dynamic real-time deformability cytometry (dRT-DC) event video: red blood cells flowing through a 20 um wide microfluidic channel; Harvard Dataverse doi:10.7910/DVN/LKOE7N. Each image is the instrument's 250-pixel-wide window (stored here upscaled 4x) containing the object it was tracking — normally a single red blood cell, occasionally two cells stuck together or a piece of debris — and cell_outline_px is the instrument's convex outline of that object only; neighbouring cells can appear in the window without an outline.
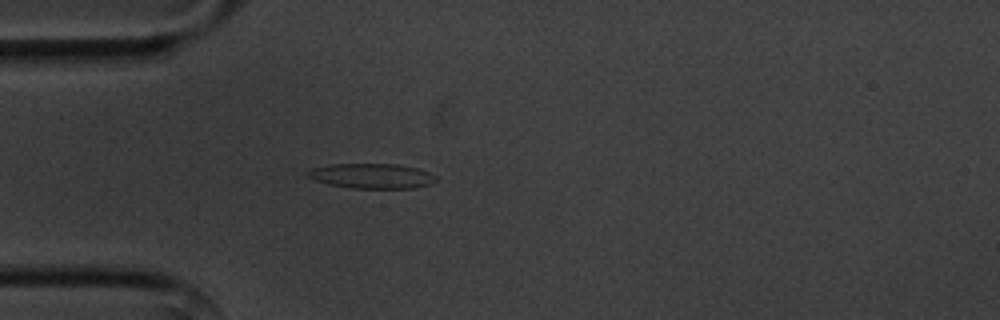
{"species": "common noctule bat (a hibernating species)", "species_latin": "Nyctalus noctula", "temperature_condition": "cold", "stored_images_in_passage": 2, "camera_frame_rate_fps": 3000, "um_per_image_px": 0.085, "animal": {"sex": "male", "body_mass_g": 20.1, "forearm_length_mm": 53.5}, "frame": {"image": 1, "passage_image": 2, "time_ms": 1.0, "image_size_px": [1000, 320], "cell_outline_px": [[440, 180], [432, 184], [412, 188], [352, 188], [328, 184], [304, 176], [304, 172], [308, 168], [328, 164], [396, 164], [416, 168], [428, 172], [436, 176]], "centroid_in_image_um": [31.55, 14.95], "position_along_channel_um": 53.4, "area_um2": 18.96}}